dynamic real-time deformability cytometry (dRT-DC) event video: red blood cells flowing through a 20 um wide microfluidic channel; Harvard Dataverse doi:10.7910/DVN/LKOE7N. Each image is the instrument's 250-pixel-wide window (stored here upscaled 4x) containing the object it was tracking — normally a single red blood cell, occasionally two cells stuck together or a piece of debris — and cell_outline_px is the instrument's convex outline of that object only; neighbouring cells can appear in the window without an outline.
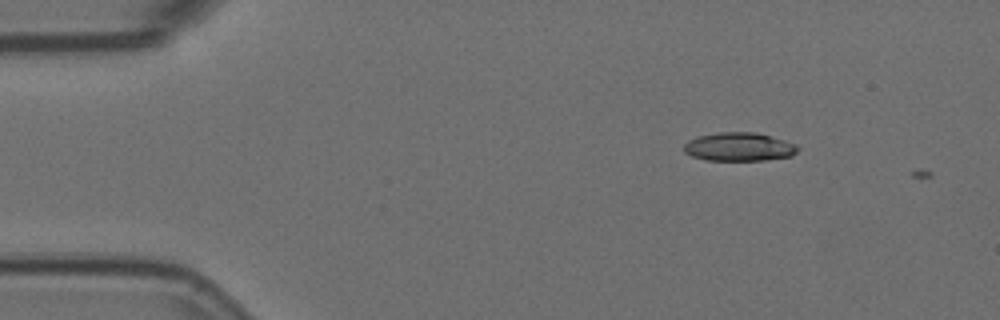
{"species": "Egyptian fruit bat (a non-hibernating species)", "species_latin": "Rousettus aegyptiacus", "temperature_condition": "room temperature", "stored_images_in_passage": 3, "camera_frame_rate_fps": 3000, "um_per_image_px": 0.085, "animal": {"sex": "female"}, "frame": {"image": 1, "passage_image": 2, "time_ms": 0.333, "image_size_px": [1000, 320], "cell_outline_px": [[800, 148], [792, 156], [764, 160], [704, 160], [692, 156], [684, 152], [684, 144], [688, 140], [700, 136], [720, 132], [756, 132], [772, 136], [796, 144]], "centroid_in_image_um": [62.83, 12.48], "position_along_channel_um": 22.2, "area_um2": 18.96}}